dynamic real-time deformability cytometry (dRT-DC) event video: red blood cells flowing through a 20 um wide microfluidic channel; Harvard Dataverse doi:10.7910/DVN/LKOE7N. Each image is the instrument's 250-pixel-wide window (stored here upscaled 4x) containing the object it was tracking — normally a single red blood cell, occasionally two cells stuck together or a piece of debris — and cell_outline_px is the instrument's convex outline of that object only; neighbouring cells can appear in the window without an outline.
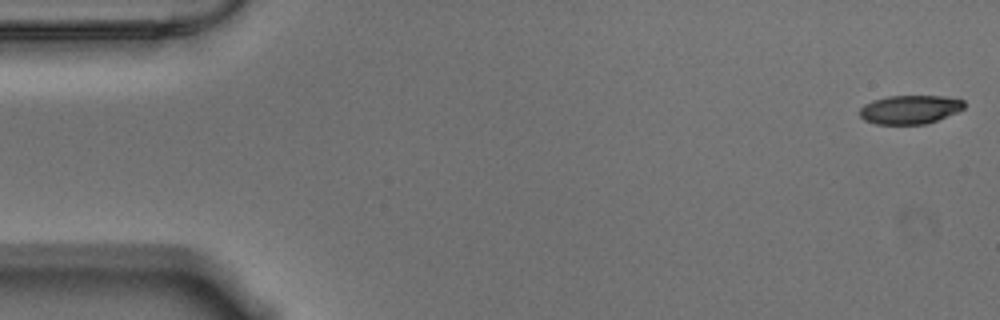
{"species": "Egyptian fruit bat (a non-hibernating species)", "species_latin": "Rousettus aegyptiacus", "temperature_condition": "warm", "stored_images_in_passage": 20, "camera_frame_rate_fps": 3000, "um_per_image_px": 0.085, "animal": {"sex": "male"}, "frame": {"image": 1, "passage_image": 1, "time_ms": 0.0, "image_size_px": [1000, 320], "cell_outline_px": [[964, 108], [956, 112], [928, 124], [876, 124], [864, 120], [860, 116], [860, 108], [864, 104], [872, 100], [888, 96], [944, 96], [964, 100]], "centroid_in_image_um": [77.33, 9.31], "position_along_channel_um": 7.7, "area_um2": 17.51}}
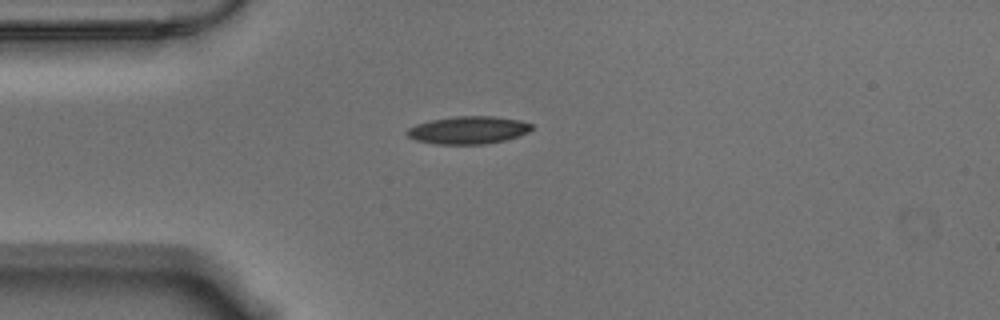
{"frame": {"image": 2, "passage_image": 14, "time_ms": 4.333, "image_size_px": [1000, 320], "cell_outline_px": [[532, 128], [528, 132], [504, 140], [484, 144], [432, 144], [416, 140], [408, 136], [408, 128], [416, 124], [432, 120], [456, 116], [492, 116], [520, 120], [532, 124]], "centroid_in_image_um": [39.79, 11.06], "position_along_channel_um": 45.2, "area_um2": 19.88}}
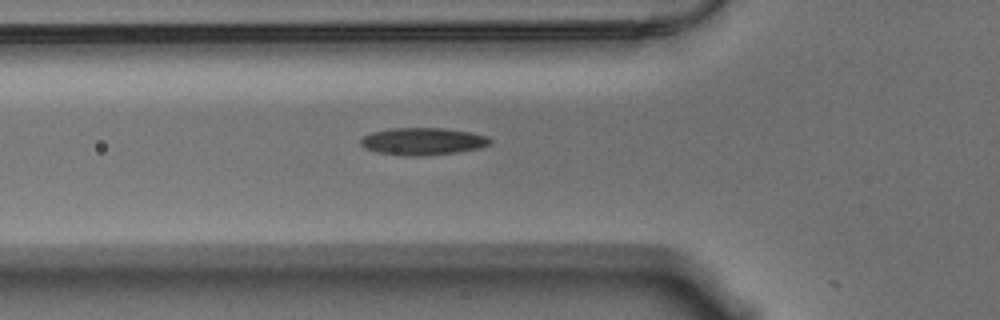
{"frame": {"image": 3, "passage_image": 19, "time_ms": 6.0, "image_size_px": [1000, 320], "cell_outline_px": [[492, 144], [480, 148], [456, 152], [420, 156], [412, 156], [376, 152], [364, 148], [360, 144], [360, 140], [364, 136], [372, 132], [388, 128], [444, 128], [472, 132], [488, 136], [492, 140]], "centroid_in_image_um": [35.96, 12.0], "position_along_channel_um": 89.8, "area_um2": 20.69}}